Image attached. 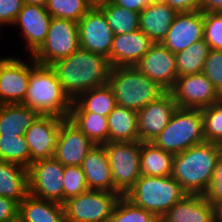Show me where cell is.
Instances as JSON below:
<instances>
[{
  "label": "cell",
  "mask_w": 222,
  "mask_h": 222,
  "mask_svg": "<svg viewBox=\"0 0 222 222\" xmlns=\"http://www.w3.org/2000/svg\"><path fill=\"white\" fill-rule=\"evenodd\" d=\"M63 91L75 100L81 93L108 84L111 65L107 57L79 48L51 65Z\"/></svg>",
  "instance_id": "1"
},
{
  "label": "cell",
  "mask_w": 222,
  "mask_h": 222,
  "mask_svg": "<svg viewBox=\"0 0 222 222\" xmlns=\"http://www.w3.org/2000/svg\"><path fill=\"white\" fill-rule=\"evenodd\" d=\"M221 152L222 145L203 142L174 154L170 176L187 194L204 195Z\"/></svg>",
  "instance_id": "2"
},
{
  "label": "cell",
  "mask_w": 222,
  "mask_h": 222,
  "mask_svg": "<svg viewBox=\"0 0 222 222\" xmlns=\"http://www.w3.org/2000/svg\"><path fill=\"white\" fill-rule=\"evenodd\" d=\"M30 58V79L27 93L21 104L39 115H52L67 119L70 114L71 99L63 91L57 74L51 66L38 64Z\"/></svg>",
  "instance_id": "3"
},
{
  "label": "cell",
  "mask_w": 222,
  "mask_h": 222,
  "mask_svg": "<svg viewBox=\"0 0 222 222\" xmlns=\"http://www.w3.org/2000/svg\"><path fill=\"white\" fill-rule=\"evenodd\" d=\"M108 84L113 90L117 105L135 111L141 110L165 92L134 66L111 67Z\"/></svg>",
  "instance_id": "4"
},
{
  "label": "cell",
  "mask_w": 222,
  "mask_h": 222,
  "mask_svg": "<svg viewBox=\"0 0 222 222\" xmlns=\"http://www.w3.org/2000/svg\"><path fill=\"white\" fill-rule=\"evenodd\" d=\"M186 194L170 175L165 177L141 175L124 196L134 205L153 213L160 219Z\"/></svg>",
  "instance_id": "5"
},
{
  "label": "cell",
  "mask_w": 222,
  "mask_h": 222,
  "mask_svg": "<svg viewBox=\"0 0 222 222\" xmlns=\"http://www.w3.org/2000/svg\"><path fill=\"white\" fill-rule=\"evenodd\" d=\"M206 142L201 109L178 107L165 129L152 143L173 154Z\"/></svg>",
  "instance_id": "6"
},
{
  "label": "cell",
  "mask_w": 222,
  "mask_h": 222,
  "mask_svg": "<svg viewBox=\"0 0 222 222\" xmlns=\"http://www.w3.org/2000/svg\"><path fill=\"white\" fill-rule=\"evenodd\" d=\"M111 168L114 188L124 196L141 176V141L103 144Z\"/></svg>",
  "instance_id": "7"
},
{
  "label": "cell",
  "mask_w": 222,
  "mask_h": 222,
  "mask_svg": "<svg viewBox=\"0 0 222 222\" xmlns=\"http://www.w3.org/2000/svg\"><path fill=\"white\" fill-rule=\"evenodd\" d=\"M119 192L88 190L62 203L65 222H108L121 198Z\"/></svg>",
  "instance_id": "8"
},
{
  "label": "cell",
  "mask_w": 222,
  "mask_h": 222,
  "mask_svg": "<svg viewBox=\"0 0 222 222\" xmlns=\"http://www.w3.org/2000/svg\"><path fill=\"white\" fill-rule=\"evenodd\" d=\"M80 48L78 22L70 19L53 18L45 42L32 55L41 65L51 66Z\"/></svg>",
  "instance_id": "9"
},
{
  "label": "cell",
  "mask_w": 222,
  "mask_h": 222,
  "mask_svg": "<svg viewBox=\"0 0 222 222\" xmlns=\"http://www.w3.org/2000/svg\"><path fill=\"white\" fill-rule=\"evenodd\" d=\"M64 166L54 157L32 163L28 168V193L40 199L63 203Z\"/></svg>",
  "instance_id": "10"
},
{
  "label": "cell",
  "mask_w": 222,
  "mask_h": 222,
  "mask_svg": "<svg viewBox=\"0 0 222 222\" xmlns=\"http://www.w3.org/2000/svg\"><path fill=\"white\" fill-rule=\"evenodd\" d=\"M170 92L181 108L203 109L222 100L213 83L202 72L177 77Z\"/></svg>",
  "instance_id": "11"
},
{
  "label": "cell",
  "mask_w": 222,
  "mask_h": 222,
  "mask_svg": "<svg viewBox=\"0 0 222 222\" xmlns=\"http://www.w3.org/2000/svg\"><path fill=\"white\" fill-rule=\"evenodd\" d=\"M80 47L108 58L114 32L103 11L93 6L78 22Z\"/></svg>",
  "instance_id": "12"
},
{
  "label": "cell",
  "mask_w": 222,
  "mask_h": 222,
  "mask_svg": "<svg viewBox=\"0 0 222 222\" xmlns=\"http://www.w3.org/2000/svg\"><path fill=\"white\" fill-rule=\"evenodd\" d=\"M63 120L62 117L39 115L25 132L24 137L30 149V165L54 156Z\"/></svg>",
  "instance_id": "13"
},
{
  "label": "cell",
  "mask_w": 222,
  "mask_h": 222,
  "mask_svg": "<svg viewBox=\"0 0 222 222\" xmlns=\"http://www.w3.org/2000/svg\"><path fill=\"white\" fill-rule=\"evenodd\" d=\"M30 79L29 63L9 56L0 60V105L21 104Z\"/></svg>",
  "instance_id": "14"
},
{
  "label": "cell",
  "mask_w": 222,
  "mask_h": 222,
  "mask_svg": "<svg viewBox=\"0 0 222 222\" xmlns=\"http://www.w3.org/2000/svg\"><path fill=\"white\" fill-rule=\"evenodd\" d=\"M165 91H170L177 79L176 57L161 42L154 43L134 66Z\"/></svg>",
  "instance_id": "15"
},
{
  "label": "cell",
  "mask_w": 222,
  "mask_h": 222,
  "mask_svg": "<svg viewBox=\"0 0 222 222\" xmlns=\"http://www.w3.org/2000/svg\"><path fill=\"white\" fill-rule=\"evenodd\" d=\"M178 108L170 91H165L150 102L138 114V132L141 142H152L167 126Z\"/></svg>",
  "instance_id": "16"
},
{
  "label": "cell",
  "mask_w": 222,
  "mask_h": 222,
  "mask_svg": "<svg viewBox=\"0 0 222 222\" xmlns=\"http://www.w3.org/2000/svg\"><path fill=\"white\" fill-rule=\"evenodd\" d=\"M201 40H204V12L198 10L178 13L161 43L177 54Z\"/></svg>",
  "instance_id": "17"
},
{
  "label": "cell",
  "mask_w": 222,
  "mask_h": 222,
  "mask_svg": "<svg viewBox=\"0 0 222 222\" xmlns=\"http://www.w3.org/2000/svg\"><path fill=\"white\" fill-rule=\"evenodd\" d=\"M94 143L68 118L60 124L54 158L63 166H81Z\"/></svg>",
  "instance_id": "18"
},
{
  "label": "cell",
  "mask_w": 222,
  "mask_h": 222,
  "mask_svg": "<svg viewBox=\"0 0 222 222\" xmlns=\"http://www.w3.org/2000/svg\"><path fill=\"white\" fill-rule=\"evenodd\" d=\"M51 20L52 17L46 7L24 3L13 26H20V32L26 42L25 49H28L30 56L45 42Z\"/></svg>",
  "instance_id": "19"
},
{
  "label": "cell",
  "mask_w": 222,
  "mask_h": 222,
  "mask_svg": "<svg viewBox=\"0 0 222 222\" xmlns=\"http://www.w3.org/2000/svg\"><path fill=\"white\" fill-rule=\"evenodd\" d=\"M154 43L141 29L114 35L109 53V63L112 67H133L149 51Z\"/></svg>",
  "instance_id": "20"
},
{
  "label": "cell",
  "mask_w": 222,
  "mask_h": 222,
  "mask_svg": "<svg viewBox=\"0 0 222 222\" xmlns=\"http://www.w3.org/2000/svg\"><path fill=\"white\" fill-rule=\"evenodd\" d=\"M160 222H214L213 205L202 194H186L160 218Z\"/></svg>",
  "instance_id": "21"
},
{
  "label": "cell",
  "mask_w": 222,
  "mask_h": 222,
  "mask_svg": "<svg viewBox=\"0 0 222 222\" xmlns=\"http://www.w3.org/2000/svg\"><path fill=\"white\" fill-rule=\"evenodd\" d=\"M81 168L85 174L89 190L118 192L114 188L104 145H94L83 160Z\"/></svg>",
  "instance_id": "22"
},
{
  "label": "cell",
  "mask_w": 222,
  "mask_h": 222,
  "mask_svg": "<svg viewBox=\"0 0 222 222\" xmlns=\"http://www.w3.org/2000/svg\"><path fill=\"white\" fill-rule=\"evenodd\" d=\"M178 12L168 4H149L139 13V29L155 43L162 42Z\"/></svg>",
  "instance_id": "23"
},
{
  "label": "cell",
  "mask_w": 222,
  "mask_h": 222,
  "mask_svg": "<svg viewBox=\"0 0 222 222\" xmlns=\"http://www.w3.org/2000/svg\"><path fill=\"white\" fill-rule=\"evenodd\" d=\"M19 218L22 222H65L61 203L30 194L20 203Z\"/></svg>",
  "instance_id": "24"
},
{
  "label": "cell",
  "mask_w": 222,
  "mask_h": 222,
  "mask_svg": "<svg viewBox=\"0 0 222 222\" xmlns=\"http://www.w3.org/2000/svg\"><path fill=\"white\" fill-rule=\"evenodd\" d=\"M107 119L109 142L140 141L137 111L116 105Z\"/></svg>",
  "instance_id": "25"
},
{
  "label": "cell",
  "mask_w": 222,
  "mask_h": 222,
  "mask_svg": "<svg viewBox=\"0 0 222 222\" xmlns=\"http://www.w3.org/2000/svg\"><path fill=\"white\" fill-rule=\"evenodd\" d=\"M116 105L113 90L106 84L81 93L72 101L70 112H93L107 117Z\"/></svg>",
  "instance_id": "26"
},
{
  "label": "cell",
  "mask_w": 222,
  "mask_h": 222,
  "mask_svg": "<svg viewBox=\"0 0 222 222\" xmlns=\"http://www.w3.org/2000/svg\"><path fill=\"white\" fill-rule=\"evenodd\" d=\"M28 194L27 168L16 163L0 161V196L20 204Z\"/></svg>",
  "instance_id": "27"
},
{
  "label": "cell",
  "mask_w": 222,
  "mask_h": 222,
  "mask_svg": "<svg viewBox=\"0 0 222 222\" xmlns=\"http://www.w3.org/2000/svg\"><path fill=\"white\" fill-rule=\"evenodd\" d=\"M38 116L24 104L0 105V135L24 136Z\"/></svg>",
  "instance_id": "28"
},
{
  "label": "cell",
  "mask_w": 222,
  "mask_h": 222,
  "mask_svg": "<svg viewBox=\"0 0 222 222\" xmlns=\"http://www.w3.org/2000/svg\"><path fill=\"white\" fill-rule=\"evenodd\" d=\"M174 154L155 146L152 142L141 145V175L165 177L171 175Z\"/></svg>",
  "instance_id": "29"
},
{
  "label": "cell",
  "mask_w": 222,
  "mask_h": 222,
  "mask_svg": "<svg viewBox=\"0 0 222 222\" xmlns=\"http://www.w3.org/2000/svg\"><path fill=\"white\" fill-rule=\"evenodd\" d=\"M68 119L95 145L109 142L108 119L93 112H70Z\"/></svg>",
  "instance_id": "30"
},
{
  "label": "cell",
  "mask_w": 222,
  "mask_h": 222,
  "mask_svg": "<svg viewBox=\"0 0 222 222\" xmlns=\"http://www.w3.org/2000/svg\"><path fill=\"white\" fill-rule=\"evenodd\" d=\"M115 35L139 29V13L112 3L110 0L98 5Z\"/></svg>",
  "instance_id": "31"
},
{
  "label": "cell",
  "mask_w": 222,
  "mask_h": 222,
  "mask_svg": "<svg viewBox=\"0 0 222 222\" xmlns=\"http://www.w3.org/2000/svg\"><path fill=\"white\" fill-rule=\"evenodd\" d=\"M209 51V45L205 40H201L193 43L182 52L175 54L177 76L180 77L202 72Z\"/></svg>",
  "instance_id": "32"
},
{
  "label": "cell",
  "mask_w": 222,
  "mask_h": 222,
  "mask_svg": "<svg viewBox=\"0 0 222 222\" xmlns=\"http://www.w3.org/2000/svg\"><path fill=\"white\" fill-rule=\"evenodd\" d=\"M0 161L30 166V149L24 136L0 135Z\"/></svg>",
  "instance_id": "33"
},
{
  "label": "cell",
  "mask_w": 222,
  "mask_h": 222,
  "mask_svg": "<svg viewBox=\"0 0 222 222\" xmlns=\"http://www.w3.org/2000/svg\"><path fill=\"white\" fill-rule=\"evenodd\" d=\"M45 7L53 18L79 22L93 5L88 0H48Z\"/></svg>",
  "instance_id": "34"
},
{
  "label": "cell",
  "mask_w": 222,
  "mask_h": 222,
  "mask_svg": "<svg viewBox=\"0 0 222 222\" xmlns=\"http://www.w3.org/2000/svg\"><path fill=\"white\" fill-rule=\"evenodd\" d=\"M108 222H160V219L121 196Z\"/></svg>",
  "instance_id": "35"
},
{
  "label": "cell",
  "mask_w": 222,
  "mask_h": 222,
  "mask_svg": "<svg viewBox=\"0 0 222 222\" xmlns=\"http://www.w3.org/2000/svg\"><path fill=\"white\" fill-rule=\"evenodd\" d=\"M201 111L206 142L222 145V100Z\"/></svg>",
  "instance_id": "36"
},
{
  "label": "cell",
  "mask_w": 222,
  "mask_h": 222,
  "mask_svg": "<svg viewBox=\"0 0 222 222\" xmlns=\"http://www.w3.org/2000/svg\"><path fill=\"white\" fill-rule=\"evenodd\" d=\"M63 202L89 190L81 166H64Z\"/></svg>",
  "instance_id": "37"
},
{
  "label": "cell",
  "mask_w": 222,
  "mask_h": 222,
  "mask_svg": "<svg viewBox=\"0 0 222 222\" xmlns=\"http://www.w3.org/2000/svg\"><path fill=\"white\" fill-rule=\"evenodd\" d=\"M204 40L210 49L222 50V12L204 13Z\"/></svg>",
  "instance_id": "38"
},
{
  "label": "cell",
  "mask_w": 222,
  "mask_h": 222,
  "mask_svg": "<svg viewBox=\"0 0 222 222\" xmlns=\"http://www.w3.org/2000/svg\"><path fill=\"white\" fill-rule=\"evenodd\" d=\"M202 73L222 96V50L210 49Z\"/></svg>",
  "instance_id": "39"
},
{
  "label": "cell",
  "mask_w": 222,
  "mask_h": 222,
  "mask_svg": "<svg viewBox=\"0 0 222 222\" xmlns=\"http://www.w3.org/2000/svg\"><path fill=\"white\" fill-rule=\"evenodd\" d=\"M204 197L211 205L222 202V152L216 160L212 179Z\"/></svg>",
  "instance_id": "40"
},
{
  "label": "cell",
  "mask_w": 222,
  "mask_h": 222,
  "mask_svg": "<svg viewBox=\"0 0 222 222\" xmlns=\"http://www.w3.org/2000/svg\"><path fill=\"white\" fill-rule=\"evenodd\" d=\"M23 5V0H0V27L13 25Z\"/></svg>",
  "instance_id": "41"
},
{
  "label": "cell",
  "mask_w": 222,
  "mask_h": 222,
  "mask_svg": "<svg viewBox=\"0 0 222 222\" xmlns=\"http://www.w3.org/2000/svg\"><path fill=\"white\" fill-rule=\"evenodd\" d=\"M20 204L0 196V222H10L19 218Z\"/></svg>",
  "instance_id": "42"
},
{
  "label": "cell",
  "mask_w": 222,
  "mask_h": 222,
  "mask_svg": "<svg viewBox=\"0 0 222 222\" xmlns=\"http://www.w3.org/2000/svg\"><path fill=\"white\" fill-rule=\"evenodd\" d=\"M202 0H168V5L180 12H192L201 10Z\"/></svg>",
  "instance_id": "43"
},
{
  "label": "cell",
  "mask_w": 222,
  "mask_h": 222,
  "mask_svg": "<svg viewBox=\"0 0 222 222\" xmlns=\"http://www.w3.org/2000/svg\"><path fill=\"white\" fill-rule=\"evenodd\" d=\"M112 3H115L118 6L126 8L128 10L140 13L144 10L149 4V0H110Z\"/></svg>",
  "instance_id": "44"
},
{
  "label": "cell",
  "mask_w": 222,
  "mask_h": 222,
  "mask_svg": "<svg viewBox=\"0 0 222 222\" xmlns=\"http://www.w3.org/2000/svg\"><path fill=\"white\" fill-rule=\"evenodd\" d=\"M201 11L204 13L222 12V0H202Z\"/></svg>",
  "instance_id": "45"
},
{
  "label": "cell",
  "mask_w": 222,
  "mask_h": 222,
  "mask_svg": "<svg viewBox=\"0 0 222 222\" xmlns=\"http://www.w3.org/2000/svg\"><path fill=\"white\" fill-rule=\"evenodd\" d=\"M214 222H222V202L213 204Z\"/></svg>",
  "instance_id": "46"
},
{
  "label": "cell",
  "mask_w": 222,
  "mask_h": 222,
  "mask_svg": "<svg viewBox=\"0 0 222 222\" xmlns=\"http://www.w3.org/2000/svg\"><path fill=\"white\" fill-rule=\"evenodd\" d=\"M48 0H23L25 4L39 5L45 7Z\"/></svg>",
  "instance_id": "47"
},
{
  "label": "cell",
  "mask_w": 222,
  "mask_h": 222,
  "mask_svg": "<svg viewBox=\"0 0 222 222\" xmlns=\"http://www.w3.org/2000/svg\"><path fill=\"white\" fill-rule=\"evenodd\" d=\"M93 6H98L101 3L107 2L109 0H88Z\"/></svg>",
  "instance_id": "48"
},
{
  "label": "cell",
  "mask_w": 222,
  "mask_h": 222,
  "mask_svg": "<svg viewBox=\"0 0 222 222\" xmlns=\"http://www.w3.org/2000/svg\"><path fill=\"white\" fill-rule=\"evenodd\" d=\"M151 4H168V0H149Z\"/></svg>",
  "instance_id": "49"
},
{
  "label": "cell",
  "mask_w": 222,
  "mask_h": 222,
  "mask_svg": "<svg viewBox=\"0 0 222 222\" xmlns=\"http://www.w3.org/2000/svg\"><path fill=\"white\" fill-rule=\"evenodd\" d=\"M10 222H22V221H21L20 218H17V219H15V220H13V221H10Z\"/></svg>",
  "instance_id": "50"
}]
</instances>
